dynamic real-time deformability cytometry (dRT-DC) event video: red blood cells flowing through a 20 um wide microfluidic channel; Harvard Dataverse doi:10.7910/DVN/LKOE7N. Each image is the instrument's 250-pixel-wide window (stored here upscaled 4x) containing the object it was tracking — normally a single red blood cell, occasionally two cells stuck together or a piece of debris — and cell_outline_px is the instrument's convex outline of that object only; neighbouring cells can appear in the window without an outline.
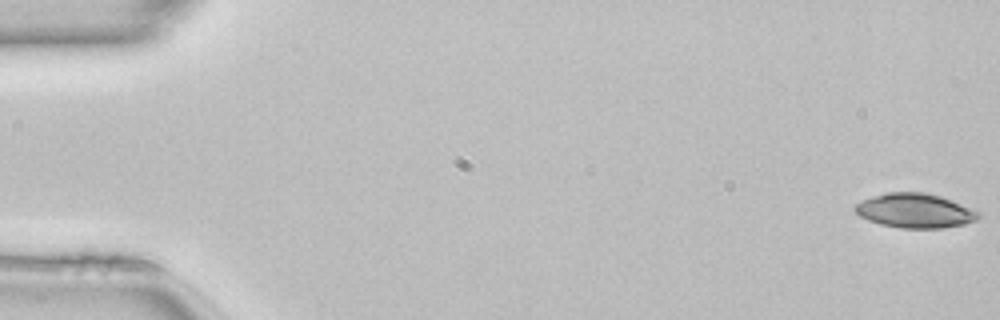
{"species": "common noctule bat (a hibernating species)", "species_latin": "Nyctalus noctula", "temperature_condition": "room temperature", "stored_images_in_passage": 50, "camera_frame_rate_fps": 3000, "um_per_image_px": 0.085, "animal": {"sex": "female", "body_mass_g": 22.7, "forearm_length_mm": 54.2}, "frame": {"image": 1, "passage_image": 1, "time_ms": 0.0, "image_size_px": [1000, 320], "cell_outline_px": [[980, 216], [976, 220], [964, 224], [944, 228], [900, 228], [880, 224], [868, 220], [860, 216], [852, 208], [856, 204], [872, 196], [888, 192], [924, 192], [940, 196], [980, 212]], "centroid_in_image_um": [77.75, 17.91], "position_along_channel_um": 7.2, "area_um2": 24.62}}
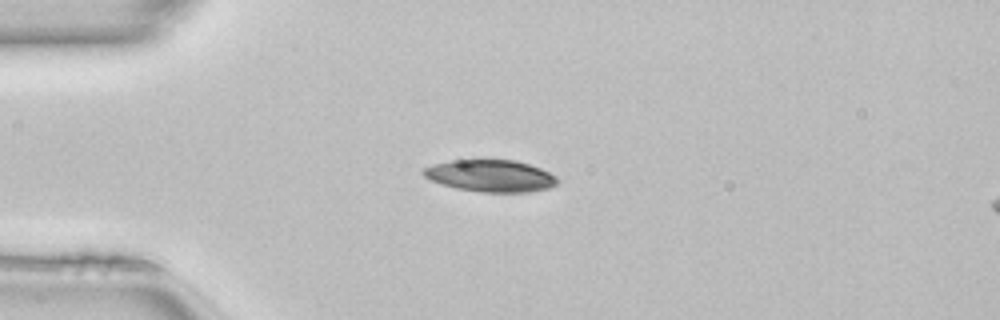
{"frame": {"image": 2, "passage_image": 13, "time_ms": 4.0, "image_size_px": [1000, 320], "cell_outline_px": [[560, 180], [556, 184], [548, 188], [528, 192], [480, 192], [456, 188], [440, 184], [424, 176], [420, 172], [424, 168], [432, 164], [468, 156], [516, 160], [540, 168], [556, 176]], "centroid_in_image_um": [41.64, 14.89], "position_along_channel_um": 43.4, "area_um2": 25.95}}
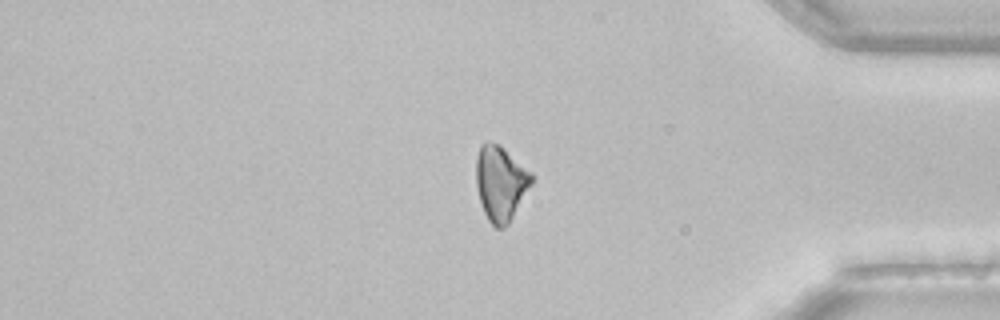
{"frame": {"image": 3, "passage_image": 42, "time_ms": 13.667, "image_size_px": [1000, 320], "cell_outline_px": [[532, 184], [508, 224], [504, 228], [496, 228], [488, 220], [484, 212], [480, 200], [476, 184], [476, 156], [480, 144], [484, 140], [492, 140], [500, 144], [532, 172]], "centroid_in_image_um": [42.54, 15.51], "position_along_channel_um": 392.7, "area_um2": 24.51}, "authors_computed_cell_mechanics": {"area_um2": 25.2297, "velocity_mm_per_s": 4.1175, "shape_relaxation_time_tau1_ms": 3.3034, "shape_relaxation_time_tau2_ms": 5.2278, "deformation_change_tau1": 0.0892, "deformation_change_tau2": 0.2061}}